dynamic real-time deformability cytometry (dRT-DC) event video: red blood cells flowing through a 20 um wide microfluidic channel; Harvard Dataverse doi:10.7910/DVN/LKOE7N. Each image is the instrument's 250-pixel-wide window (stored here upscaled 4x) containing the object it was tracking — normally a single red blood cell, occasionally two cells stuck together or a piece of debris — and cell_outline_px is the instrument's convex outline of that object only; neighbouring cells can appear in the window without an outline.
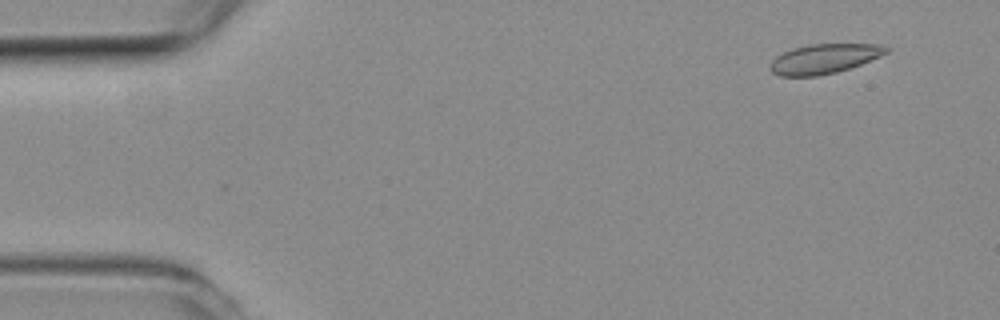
{"species": "common noctule bat (a hibernating species)", "species_latin": "Nyctalus noctula", "temperature_condition": "room temperature", "stored_images_in_passage": 2, "camera_frame_rate_fps": 3000, "um_per_image_px": 0.085, "animal": {"sex": "female", "body_mass_g": 19.3, "forearm_length_mm": 54.1}, "frame": {"image": 1, "passage_image": 2, "time_ms": 0.333, "image_size_px": [1000, 320], "cell_outline_px": [[888, 52], [880, 56], [860, 64], [836, 72], [816, 76], [780, 76], [772, 72], [768, 68], [768, 64], [776, 56], [792, 48], [808, 44], [876, 44], [888, 48]], "centroid_in_image_um": [69.98, 4.99], "position_along_channel_um": 15.0, "area_um2": 19.94}}